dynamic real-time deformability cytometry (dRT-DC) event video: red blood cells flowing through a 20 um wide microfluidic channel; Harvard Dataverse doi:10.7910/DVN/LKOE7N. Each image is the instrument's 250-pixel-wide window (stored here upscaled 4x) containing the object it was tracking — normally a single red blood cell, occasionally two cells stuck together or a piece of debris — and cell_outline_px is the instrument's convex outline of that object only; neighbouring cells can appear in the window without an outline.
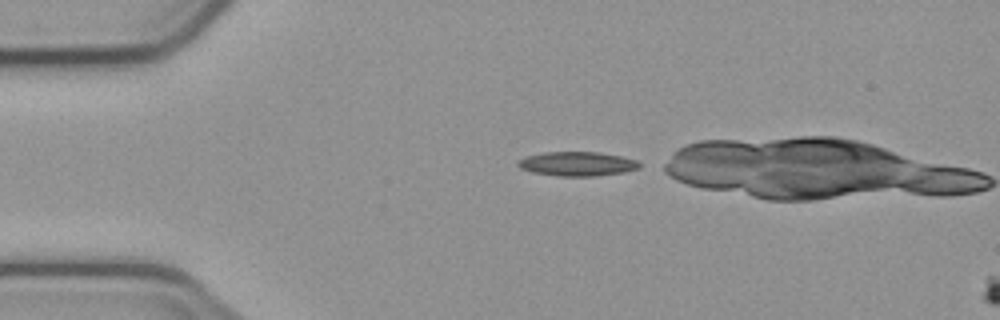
{"species": "common noctule bat (a hibernating species)", "species_latin": "Nyctalus noctula", "temperature_condition": "cold", "stored_images_in_passage": 2, "camera_frame_rate_fps": 3000, "um_per_image_px": 0.085, "animal": {"sex": "male", "body_mass_g": 23.1, "forearm_length_mm": 52.7}, "frame": {"image": 1, "passage_image": 1, "time_ms": 0.0, "image_size_px": [1000, 320], "cell_outline_px": [[640, 168], [624, 172], [596, 176], [556, 176], [532, 172], [520, 168], [516, 164], [520, 160], [528, 156], [544, 152], [600, 152], [620, 156], [636, 160], [640, 164]], "centroid_in_image_um": [49.07, 13.93], "position_along_channel_um": 35.9, "area_um2": 17.11}}